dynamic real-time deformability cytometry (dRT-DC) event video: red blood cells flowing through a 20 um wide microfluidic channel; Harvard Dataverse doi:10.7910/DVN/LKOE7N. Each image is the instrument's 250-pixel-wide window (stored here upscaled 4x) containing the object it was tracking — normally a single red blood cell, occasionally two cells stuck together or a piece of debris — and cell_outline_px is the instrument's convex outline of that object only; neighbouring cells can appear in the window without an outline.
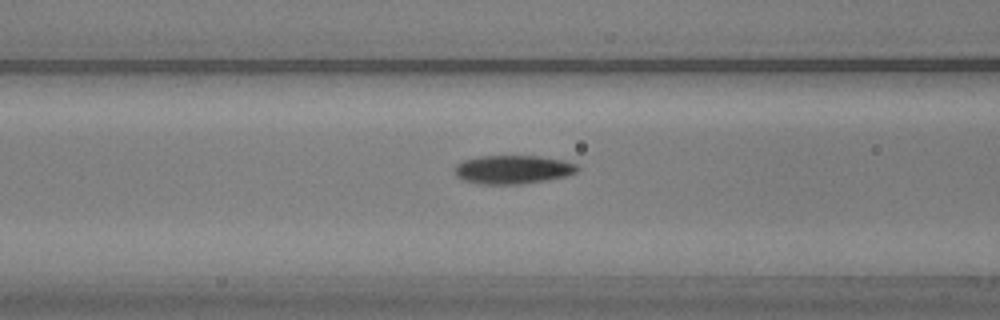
{"species": "common noctule bat (a hibernating species)", "species_latin": "Nyctalus noctula", "temperature_condition": "warm", "stored_images_in_passage": 34, "camera_frame_rate_fps": 3000, "um_per_image_px": 0.085, "animal": {"sex": "male", "body_mass_g": 20.5, "forearm_length_mm": 52.5}, "frame": {"image": 1, "passage_image": 5, "time_ms": 1.333, "image_size_px": [1000, 320], "cell_outline_px": [[580, 168], [576, 172], [564, 176], [548, 180], [520, 184], [480, 184], [464, 180], [456, 176], [456, 164], [464, 160], [480, 156], [536, 156], [564, 160], [576, 164]], "centroid_in_image_um": [43.61, 14.41], "position_along_channel_um": 123.0, "area_um2": 20.35}}
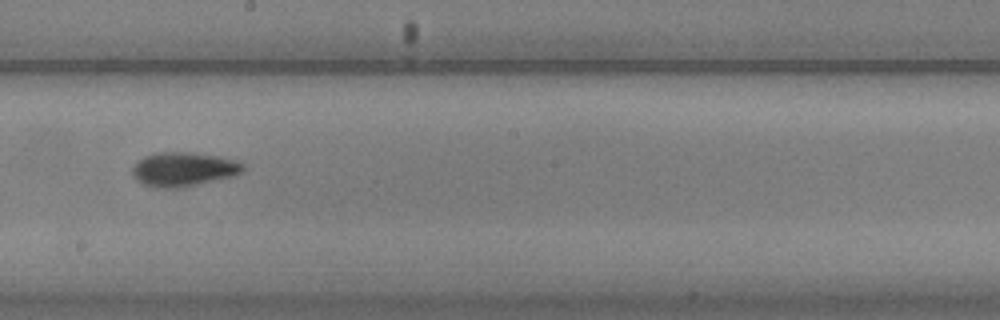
{"frame": {"image": 2, "passage_image": 13, "time_ms": 4.0, "image_size_px": [1000, 320], "cell_outline_px": [[244, 172], [236, 176], [180, 188], [156, 188], [144, 184], [136, 180], [132, 176], [132, 168], [144, 156], [156, 152], [188, 152], [216, 156], [232, 160], [244, 164]], "centroid_in_image_um": [15.6, 14.4], "position_along_channel_um": 232.6, "area_um2": 22.08}}
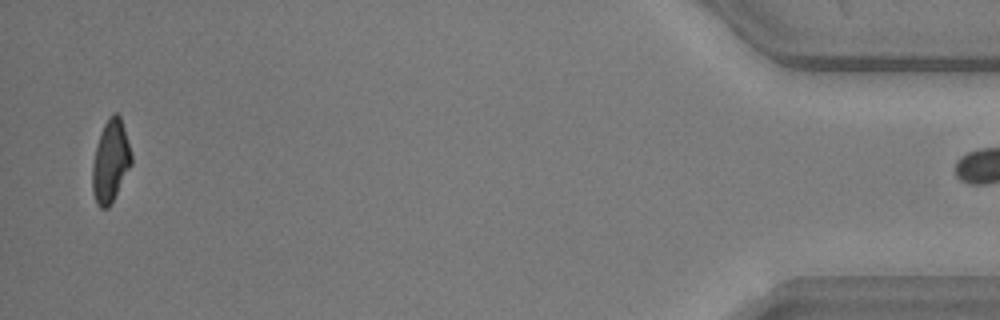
{"frame": {"image": 3, "passage_image": 33, "time_ms": 10.667, "image_size_px": [1000, 320], "cell_outline_px": [[132, 164], [108, 208], [100, 208], [96, 204], [92, 192], [92, 164], [96, 144], [100, 132], [108, 116], [112, 112], [116, 112], [120, 116], [124, 128], [132, 156]], "centroid_in_image_um": [9.37, 13.68], "position_along_channel_um": 425.8, "area_um2": 18.79}}